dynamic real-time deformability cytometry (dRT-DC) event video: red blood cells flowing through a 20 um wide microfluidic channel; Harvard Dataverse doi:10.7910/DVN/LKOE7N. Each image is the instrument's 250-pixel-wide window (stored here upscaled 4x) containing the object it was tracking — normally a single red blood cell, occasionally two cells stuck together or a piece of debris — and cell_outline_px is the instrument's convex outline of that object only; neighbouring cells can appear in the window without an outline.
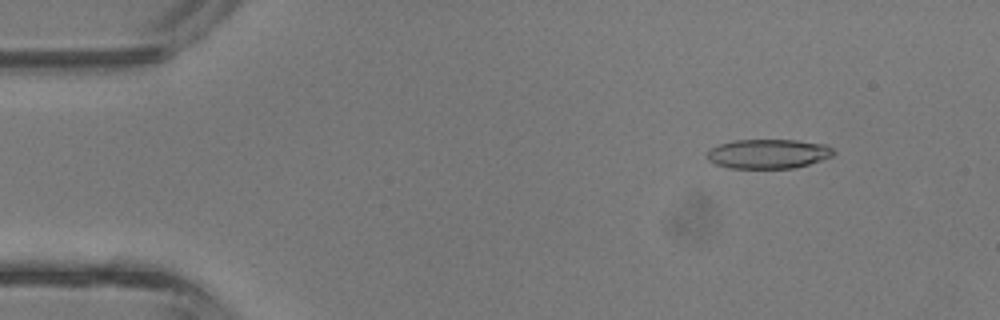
{"species": "common noctule bat (a hibernating species)", "species_latin": "Nyctalus noctula", "temperature_condition": "room temperature", "stored_images_in_passage": 43, "segment_of_instrument_passage": [1, 2], "camera_frame_rate_fps": 3000, "um_per_image_px": 0.085, "animal": {"sex": "male", "body_mass_g": 13.3}, "frame": {"image": 1, "passage_image": 5, "time_ms": 1.333, "image_size_px": [1000, 320], "cell_outline_px": [[836, 152], [832, 156], [796, 168], [728, 168], [716, 164], [708, 160], [708, 152], [712, 148], [720, 144], [732, 140], [796, 140], [824, 144], [832, 148]], "centroid_in_image_um": [65.31, 13.07], "position_along_channel_um": 19.7, "area_um2": 21.56}}
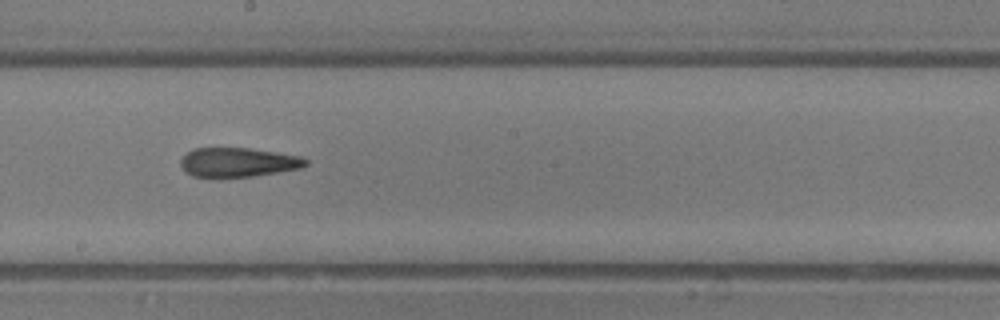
{"frame": {"image": 2, "passage_image": 23, "time_ms": 7.333, "image_size_px": [1000, 320], "cell_outline_px": [[308, 164], [300, 168], [252, 176], [192, 176], [184, 172], [180, 168], [180, 160], [188, 152], [196, 148], [248, 148], [276, 152], [300, 156], [308, 160]], "centroid_in_image_um": [20.22, 13.78], "position_along_channel_um": 228.0, "area_um2": 21.04}}
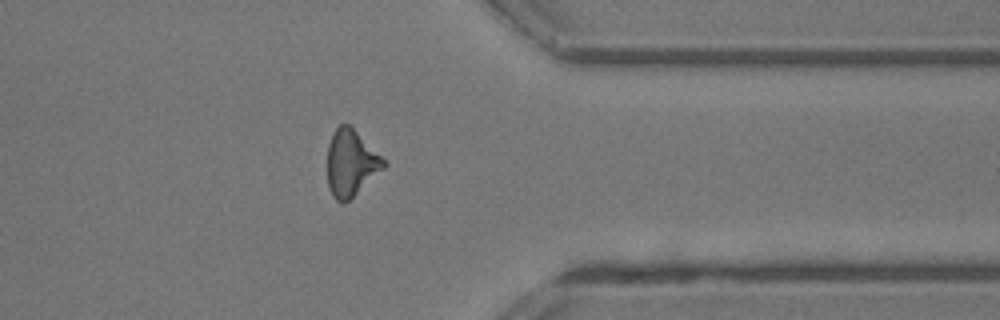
{"frame": {"image": 3, "passage_image": 33, "time_ms": 10.667, "image_size_px": [1000, 320], "cell_outline_px": [[388, 164], [384, 168], [348, 200], [336, 200], [332, 196], [328, 188], [328, 144], [332, 132], [340, 124], [348, 124]], "centroid_in_image_um": [29.8, 13.85], "position_along_channel_um": 381.6, "area_um2": 21.1}}